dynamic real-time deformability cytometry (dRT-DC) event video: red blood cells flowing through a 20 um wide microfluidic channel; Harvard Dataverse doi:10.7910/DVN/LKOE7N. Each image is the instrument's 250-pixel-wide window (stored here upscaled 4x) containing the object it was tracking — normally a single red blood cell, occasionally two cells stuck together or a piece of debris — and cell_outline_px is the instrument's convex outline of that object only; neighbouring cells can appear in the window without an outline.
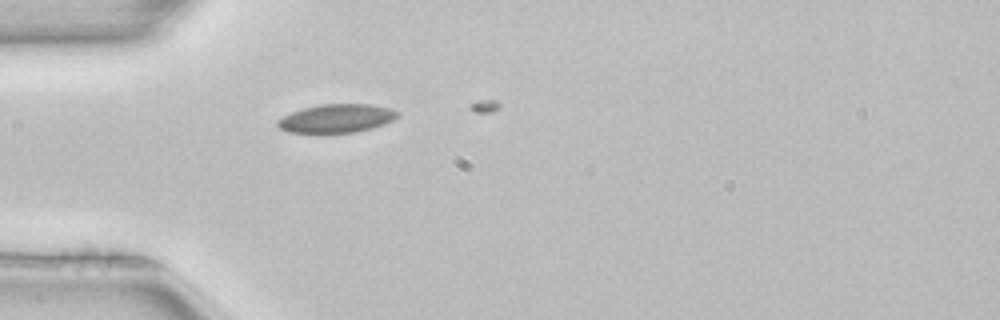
{"species": "common noctule bat (a hibernating species)", "species_latin": "Nyctalus noctula", "temperature_condition": "room temperature", "stored_images_in_passage": 4, "camera_frame_rate_fps": 3000, "um_per_image_px": 0.085, "animal": {"sex": "female", "body_mass_g": 22.7, "forearm_length_mm": 54.2}, "frame": {"image": 1, "passage_image": 1, "time_ms": 0.0, "image_size_px": [1000, 320], "cell_outline_px": [[396, 116], [392, 120], [384, 124], [372, 128], [356, 132], [324, 136], [320, 136], [288, 132], [280, 128], [276, 124], [276, 120], [292, 112], [304, 108], [320, 104], [368, 104], [388, 108], [396, 112]], "centroid_in_image_um": [28.5, 10.12], "position_along_channel_um": 56.5, "area_um2": 20.52}}